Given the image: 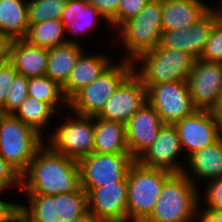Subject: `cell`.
<instances>
[{
	"label": "cell",
	"instance_id": "4",
	"mask_svg": "<svg viewBox=\"0 0 222 222\" xmlns=\"http://www.w3.org/2000/svg\"><path fill=\"white\" fill-rule=\"evenodd\" d=\"M174 173L141 165L137 160L127 174L128 222H144L152 213L164 183Z\"/></svg>",
	"mask_w": 222,
	"mask_h": 222
},
{
	"label": "cell",
	"instance_id": "39",
	"mask_svg": "<svg viewBox=\"0 0 222 222\" xmlns=\"http://www.w3.org/2000/svg\"><path fill=\"white\" fill-rule=\"evenodd\" d=\"M201 205L202 204L200 201V206L198 210V219H197L200 220L199 222H222V212L215 211L212 209H201L202 208Z\"/></svg>",
	"mask_w": 222,
	"mask_h": 222
},
{
	"label": "cell",
	"instance_id": "38",
	"mask_svg": "<svg viewBox=\"0 0 222 222\" xmlns=\"http://www.w3.org/2000/svg\"><path fill=\"white\" fill-rule=\"evenodd\" d=\"M0 222H20V204L0 199Z\"/></svg>",
	"mask_w": 222,
	"mask_h": 222
},
{
	"label": "cell",
	"instance_id": "37",
	"mask_svg": "<svg viewBox=\"0 0 222 222\" xmlns=\"http://www.w3.org/2000/svg\"><path fill=\"white\" fill-rule=\"evenodd\" d=\"M150 0H121L118 8V28L135 17Z\"/></svg>",
	"mask_w": 222,
	"mask_h": 222
},
{
	"label": "cell",
	"instance_id": "15",
	"mask_svg": "<svg viewBox=\"0 0 222 222\" xmlns=\"http://www.w3.org/2000/svg\"><path fill=\"white\" fill-rule=\"evenodd\" d=\"M217 17L212 8L196 23L184 29L162 31L159 46L172 50H180L199 59L209 38Z\"/></svg>",
	"mask_w": 222,
	"mask_h": 222
},
{
	"label": "cell",
	"instance_id": "25",
	"mask_svg": "<svg viewBox=\"0 0 222 222\" xmlns=\"http://www.w3.org/2000/svg\"><path fill=\"white\" fill-rule=\"evenodd\" d=\"M79 43H66L48 48V62L45 75L61 87L67 82L80 54L84 51Z\"/></svg>",
	"mask_w": 222,
	"mask_h": 222
},
{
	"label": "cell",
	"instance_id": "11",
	"mask_svg": "<svg viewBox=\"0 0 222 222\" xmlns=\"http://www.w3.org/2000/svg\"><path fill=\"white\" fill-rule=\"evenodd\" d=\"M147 103L159 114L163 124L174 125L197 108L189 94L187 81H174L145 86Z\"/></svg>",
	"mask_w": 222,
	"mask_h": 222
},
{
	"label": "cell",
	"instance_id": "22",
	"mask_svg": "<svg viewBox=\"0 0 222 222\" xmlns=\"http://www.w3.org/2000/svg\"><path fill=\"white\" fill-rule=\"evenodd\" d=\"M186 163L188 168H184L182 173L194 184L198 178L211 180L222 177V143L218 139L215 143L192 153L186 158L185 166Z\"/></svg>",
	"mask_w": 222,
	"mask_h": 222
},
{
	"label": "cell",
	"instance_id": "7",
	"mask_svg": "<svg viewBox=\"0 0 222 222\" xmlns=\"http://www.w3.org/2000/svg\"><path fill=\"white\" fill-rule=\"evenodd\" d=\"M42 140V135L13 114L0 113V154L21 175L43 145Z\"/></svg>",
	"mask_w": 222,
	"mask_h": 222
},
{
	"label": "cell",
	"instance_id": "29",
	"mask_svg": "<svg viewBox=\"0 0 222 222\" xmlns=\"http://www.w3.org/2000/svg\"><path fill=\"white\" fill-rule=\"evenodd\" d=\"M54 113L57 112L49 104L27 96L13 115L42 135Z\"/></svg>",
	"mask_w": 222,
	"mask_h": 222
},
{
	"label": "cell",
	"instance_id": "32",
	"mask_svg": "<svg viewBox=\"0 0 222 222\" xmlns=\"http://www.w3.org/2000/svg\"><path fill=\"white\" fill-rule=\"evenodd\" d=\"M199 59L222 63V23L213 26Z\"/></svg>",
	"mask_w": 222,
	"mask_h": 222
},
{
	"label": "cell",
	"instance_id": "40",
	"mask_svg": "<svg viewBox=\"0 0 222 222\" xmlns=\"http://www.w3.org/2000/svg\"><path fill=\"white\" fill-rule=\"evenodd\" d=\"M9 40L0 33V63L8 59Z\"/></svg>",
	"mask_w": 222,
	"mask_h": 222
},
{
	"label": "cell",
	"instance_id": "26",
	"mask_svg": "<svg viewBox=\"0 0 222 222\" xmlns=\"http://www.w3.org/2000/svg\"><path fill=\"white\" fill-rule=\"evenodd\" d=\"M27 0H0V33L9 41L24 39L28 29Z\"/></svg>",
	"mask_w": 222,
	"mask_h": 222
},
{
	"label": "cell",
	"instance_id": "30",
	"mask_svg": "<svg viewBox=\"0 0 222 222\" xmlns=\"http://www.w3.org/2000/svg\"><path fill=\"white\" fill-rule=\"evenodd\" d=\"M68 0H28V25L38 24L48 19H60L61 11L66 7Z\"/></svg>",
	"mask_w": 222,
	"mask_h": 222
},
{
	"label": "cell",
	"instance_id": "36",
	"mask_svg": "<svg viewBox=\"0 0 222 222\" xmlns=\"http://www.w3.org/2000/svg\"><path fill=\"white\" fill-rule=\"evenodd\" d=\"M16 187L21 191V174L0 154V190Z\"/></svg>",
	"mask_w": 222,
	"mask_h": 222
},
{
	"label": "cell",
	"instance_id": "19",
	"mask_svg": "<svg viewBox=\"0 0 222 222\" xmlns=\"http://www.w3.org/2000/svg\"><path fill=\"white\" fill-rule=\"evenodd\" d=\"M8 60L18 74L27 78L43 76L47 70L48 48L29 44L25 39L10 40Z\"/></svg>",
	"mask_w": 222,
	"mask_h": 222
},
{
	"label": "cell",
	"instance_id": "43",
	"mask_svg": "<svg viewBox=\"0 0 222 222\" xmlns=\"http://www.w3.org/2000/svg\"><path fill=\"white\" fill-rule=\"evenodd\" d=\"M219 3H220L219 7L217 9L215 7L214 8L211 7V8H212V10L214 11V13H215V15L217 17V21L219 23H222V0H220Z\"/></svg>",
	"mask_w": 222,
	"mask_h": 222
},
{
	"label": "cell",
	"instance_id": "27",
	"mask_svg": "<svg viewBox=\"0 0 222 222\" xmlns=\"http://www.w3.org/2000/svg\"><path fill=\"white\" fill-rule=\"evenodd\" d=\"M65 27L61 19H48L29 26L25 40L32 45L52 48L66 43H79L77 40L66 39Z\"/></svg>",
	"mask_w": 222,
	"mask_h": 222
},
{
	"label": "cell",
	"instance_id": "33",
	"mask_svg": "<svg viewBox=\"0 0 222 222\" xmlns=\"http://www.w3.org/2000/svg\"><path fill=\"white\" fill-rule=\"evenodd\" d=\"M105 17L111 28L118 29V8L121 0H86Z\"/></svg>",
	"mask_w": 222,
	"mask_h": 222
},
{
	"label": "cell",
	"instance_id": "24",
	"mask_svg": "<svg viewBox=\"0 0 222 222\" xmlns=\"http://www.w3.org/2000/svg\"><path fill=\"white\" fill-rule=\"evenodd\" d=\"M101 18L109 24L95 7L88 4L86 0H68L66 7L61 11V21L64 24L65 32L73 35L91 32L94 27L95 20Z\"/></svg>",
	"mask_w": 222,
	"mask_h": 222
},
{
	"label": "cell",
	"instance_id": "17",
	"mask_svg": "<svg viewBox=\"0 0 222 222\" xmlns=\"http://www.w3.org/2000/svg\"><path fill=\"white\" fill-rule=\"evenodd\" d=\"M182 147L177 129L174 125L164 124L153 144L137 159L149 168H160L172 173H182L184 164L176 162Z\"/></svg>",
	"mask_w": 222,
	"mask_h": 222
},
{
	"label": "cell",
	"instance_id": "13",
	"mask_svg": "<svg viewBox=\"0 0 222 222\" xmlns=\"http://www.w3.org/2000/svg\"><path fill=\"white\" fill-rule=\"evenodd\" d=\"M184 157L215 143L218 139V119L210 110L197 109L194 113L176 122Z\"/></svg>",
	"mask_w": 222,
	"mask_h": 222
},
{
	"label": "cell",
	"instance_id": "23",
	"mask_svg": "<svg viewBox=\"0 0 222 222\" xmlns=\"http://www.w3.org/2000/svg\"><path fill=\"white\" fill-rule=\"evenodd\" d=\"M93 152L108 154L129 153L126 140V124L94 116Z\"/></svg>",
	"mask_w": 222,
	"mask_h": 222
},
{
	"label": "cell",
	"instance_id": "42",
	"mask_svg": "<svg viewBox=\"0 0 222 222\" xmlns=\"http://www.w3.org/2000/svg\"><path fill=\"white\" fill-rule=\"evenodd\" d=\"M70 222H103L91 211L86 212L84 215L70 221Z\"/></svg>",
	"mask_w": 222,
	"mask_h": 222
},
{
	"label": "cell",
	"instance_id": "12",
	"mask_svg": "<svg viewBox=\"0 0 222 222\" xmlns=\"http://www.w3.org/2000/svg\"><path fill=\"white\" fill-rule=\"evenodd\" d=\"M146 103V87L143 85L141 79L132 72L120 84L96 117L126 124Z\"/></svg>",
	"mask_w": 222,
	"mask_h": 222
},
{
	"label": "cell",
	"instance_id": "35",
	"mask_svg": "<svg viewBox=\"0 0 222 222\" xmlns=\"http://www.w3.org/2000/svg\"><path fill=\"white\" fill-rule=\"evenodd\" d=\"M17 74L16 69L8 59L0 63V109L6 104L9 89Z\"/></svg>",
	"mask_w": 222,
	"mask_h": 222
},
{
	"label": "cell",
	"instance_id": "34",
	"mask_svg": "<svg viewBox=\"0 0 222 222\" xmlns=\"http://www.w3.org/2000/svg\"><path fill=\"white\" fill-rule=\"evenodd\" d=\"M210 181V182H209ZM206 193L204 194V202L206 207L203 209H212L222 212V177L207 181Z\"/></svg>",
	"mask_w": 222,
	"mask_h": 222
},
{
	"label": "cell",
	"instance_id": "6",
	"mask_svg": "<svg viewBox=\"0 0 222 222\" xmlns=\"http://www.w3.org/2000/svg\"><path fill=\"white\" fill-rule=\"evenodd\" d=\"M194 60L186 52L158 45L155 49L141 54L133 61V72L141 79L144 86L187 81ZM137 62H140V67Z\"/></svg>",
	"mask_w": 222,
	"mask_h": 222
},
{
	"label": "cell",
	"instance_id": "1",
	"mask_svg": "<svg viewBox=\"0 0 222 222\" xmlns=\"http://www.w3.org/2000/svg\"><path fill=\"white\" fill-rule=\"evenodd\" d=\"M80 187L78 160L66 157L44 144L21 175V192L56 196Z\"/></svg>",
	"mask_w": 222,
	"mask_h": 222
},
{
	"label": "cell",
	"instance_id": "41",
	"mask_svg": "<svg viewBox=\"0 0 222 222\" xmlns=\"http://www.w3.org/2000/svg\"><path fill=\"white\" fill-rule=\"evenodd\" d=\"M217 119H222V84L219 89L217 101L214 107L210 110Z\"/></svg>",
	"mask_w": 222,
	"mask_h": 222
},
{
	"label": "cell",
	"instance_id": "5",
	"mask_svg": "<svg viewBox=\"0 0 222 222\" xmlns=\"http://www.w3.org/2000/svg\"><path fill=\"white\" fill-rule=\"evenodd\" d=\"M125 54L124 61H135L141 54L155 49L162 33V2L150 0L138 15L118 28Z\"/></svg>",
	"mask_w": 222,
	"mask_h": 222
},
{
	"label": "cell",
	"instance_id": "18",
	"mask_svg": "<svg viewBox=\"0 0 222 222\" xmlns=\"http://www.w3.org/2000/svg\"><path fill=\"white\" fill-rule=\"evenodd\" d=\"M163 122L159 114L144 104L126 123V140L130 155L137 160L155 141Z\"/></svg>",
	"mask_w": 222,
	"mask_h": 222
},
{
	"label": "cell",
	"instance_id": "8",
	"mask_svg": "<svg viewBox=\"0 0 222 222\" xmlns=\"http://www.w3.org/2000/svg\"><path fill=\"white\" fill-rule=\"evenodd\" d=\"M120 61L77 91L68 100L67 108L79 115L97 116L120 84L133 72V62Z\"/></svg>",
	"mask_w": 222,
	"mask_h": 222
},
{
	"label": "cell",
	"instance_id": "2",
	"mask_svg": "<svg viewBox=\"0 0 222 222\" xmlns=\"http://www.w3.org/2000/svg\"><path fill=\"white\" fill-rule=\"evenodd\" d=\"M196 185L185 174L174 173L164 183L152 213L144 222H196L203 195Z\"/></svg>",
	"mask_w": 222,
	"mask_h": 222
},
{
	"label": "cell",
	"instance_id": "9",
	"mask_svg": "<svg viewBox=\"0 0 222 222\" xmlns=\"http://www.w3.org/2000/svg\"><path fill=\"white\" fill-rule=\"evenodd\" d=\"M136 160L130 153H91L78 160L80 186L88 192L92 188L127 181V174Z\"/></svg>",
	"mask_w": 222,
	"mask_h": 222
},
{
	"label": "cell",
	"instance_id": "28",
	"mask_svg": "<svg viewBox=\"0 0 222 222\" xmlns=\"http://www.w3.org/2000/svg\"><path fill=\"white\" fill-rule=\"evenodd\" d=\"M27 90L28 96L49 104L57 114H62V110L68 107V100L63 95L62 87L47 75L28 78Z\"/></svg>",
	"mask_w": 222,
	"mask_h": 222
},
{
	"label": "cell",
	"instance_id": "31",
	"mask_svg": "<svg viewBox=\"0 0 222 222\" xmlns=\"http://www.w3.org/2000/svg\"><path fill=\"white\" fill-rule=\"evenodd\" d=\"M28 78L17 74L9 89L6 104L0 109L2 114H14L28 96Z\"/></svg>",
	"mask_w": 222,
	"mask_h": 222
},
{
	"label": "cell",
	"instance_id": "14",
	"mask_svg": "<svg viewBox=\"0 0 222 222\" xmlns=\"http://www.w3.org/2000/svg\"><path fill=\"white\" fill-rule=\"evenodd\" d=\"M187 84L194 106L199 110H211L222 84V63L195 59Z\"/></svg>",
	"mask_w": 222,
	"mask_h": 222
},
{
	"label": "cell",
	"instance_id": "20",
	"mask_svg": "<svg viewBox=\"0 0 222 222\" xmlns=\"http://www.w3.org/2000/svg\"><path fill=\"white\" fill-rule=\"evenodd\" d=\"M161 2L163 31L187 28L211 9V6L202 0H161Z\"/></svg>",
	"mask_w": 222,
	"mask_h": 222
},
{
	"label": "cell",
	"instance_id": "16",
	"mask_svg": "<svg viewBox=\"0 0 222 222\" xmlns=\"http://www.w3.org/2000/svg\"><path fill=\"white\" fill-rule=\"evenodd\" d=\"M127 181L92 188L87 192L88 208L103 222H128Z\"/></svg>",
	"mask_w": 222,
	"mask_h": 222
},
{
	"label": "cell",
	"instance_id": "21",
	"mask_svg": "<svg viewBox=\"0 0 222 222\" xmlns=\"http://www.w3.org/2000/svg\"><path fill=\"white\" fill-rule=\"evenodd\" d=\"M112 62L102 53L87 54L83 51L67 82L62 86L63 95L69 100L81 88L88 86L98 76L105 72Z\"/></svg>",
	"mask_w": 222,
	"mask_h": 222
},
{
	"label": "cell",
	"instance_id": "3",
	"mask_svg": "<svg viewBox=\"0 0 222 222\" xmlns=\"http://www.w3.org/2000/svg\"><path fill=\"white\" fill-rule=\"evenodd\" d=\"M26 195L28 204H20V222H70L89 211L88 195L81 186L56 196Z\"/></svg>",
	"mask_w": 222,
	"mask_h": 222
},
{
	"label": "cell",
	"instance_id": "10",
	"mask_svg": "<svg viewBox=\"0 0 222 222\" xmlns=\"http://www.w3.org/2000/svg\"><path fill=\"white\" fill-rule=\"evenodd\" d=\"M48 136V146L54 151L76 160L93 153L94 117L72 113ZM50 140V141H49Z\"/></svg>",
	"mask_w": 222,
	"mask_h": 222
}]
</instances>
